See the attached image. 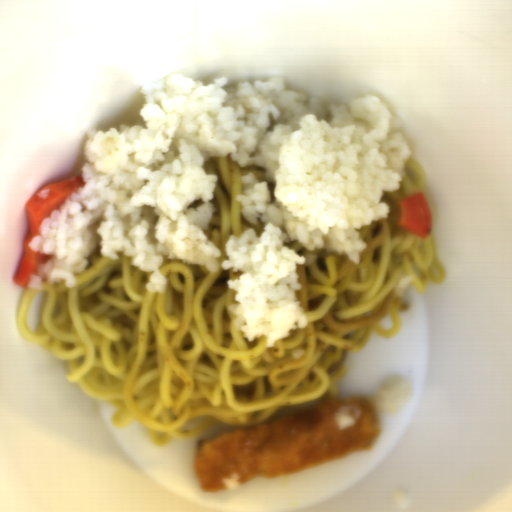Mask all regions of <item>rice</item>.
I'll return each instance as SVG.
<instances>
[{"label": "rice", "mask_w": 512, "mask_h": 512, "mask_svg": "<svg viewBox=\"0 0 512 512\" xmlns=\"http://www.w3.org/2000/svg\"><path fill=\"white\" fill-rule=\"evenodd\" d=\"M146 126L123 124L106 132L89 128L80 170L85 185L42 220L28 247L49 260L30 276L28 289L77 284V273L98 247L101 256L150 272L148 292L165 294L163 259L216 272L221 252L205 235L215 213L218 180L206 174L210 158L230 155L241 167L265 168L264 181L249 173L236 195L245 220H260L231 235L221 267L240 272L227 281L235 291L228 308L249 341L265 336L266 348L307 327L296 297L302 289L299 256L305 249L345 253L359 265L368 243L360 227L388 217L383 192L399 190L412 151L403 121L377 95L345 105L286 88V77L205 85L172 74L141 85Z\"/></svg>", "instance_id": "obj_1"}, {"label": "rice", "mask_w": 512, "mask_h": 512, "mask_svg": "<svg viewBox=\"0 0 512 512\" xmlns=\"http://www.w3.org/2000/svg\"><path fill=\"white\" fill-rule=\"evenodd\" d=\"M239 476L237 473H233L230 477L223 478L221 482L225 485V490L239 489L242 485V482L238 481Z\"/></svg>", "instance_id": "obj_4"}, {"label": "rice", "mask_w": 512, "mask_h": 512, "mask_svg": "<svg viewBox=\"0 0 512 512\" xmlns=\"http://www.w3.org/2000/svg\"><path fill=\"white\" fill-rule=\"evenodd\" d=\"M413 384L404 375L386 376L379 388L370 398L377 415H391L399 410L401 404L411 397Z\"/></svg>", "instance_id": "obj_2"}, {"label": "rice", "mask_w": 512, "mask_h": 512, "mask_svg": "<svg viewBox=\"0 0 512 512\" xmlns=\"http://www.w3.org/2000/svg\"><path fill=\"white\" fill-rule=\"evenodd\" d=\"M49 191L50 189H44L43 191H41L39 194H38V197L41 198L42 200H46L48 198V195H49Z\"/></svg>", "instance_id": "obj_5"}, {"label": "rice", "mask_w": 512, "mask_h": 512, "mask_svg": "<svg viewBox=\"0 0 512 512\" xmlns=\"http://www.w3.org/2000/svg\"><path fill=\"white\" fill-rule=\"evenodd\" d=\"M361 408H356L353 405H346L338 408L335 420L339 430H345L348 427L354 426L360 415Z\"/></svg>", "instance_id": "obj_3"}]
</instances>
